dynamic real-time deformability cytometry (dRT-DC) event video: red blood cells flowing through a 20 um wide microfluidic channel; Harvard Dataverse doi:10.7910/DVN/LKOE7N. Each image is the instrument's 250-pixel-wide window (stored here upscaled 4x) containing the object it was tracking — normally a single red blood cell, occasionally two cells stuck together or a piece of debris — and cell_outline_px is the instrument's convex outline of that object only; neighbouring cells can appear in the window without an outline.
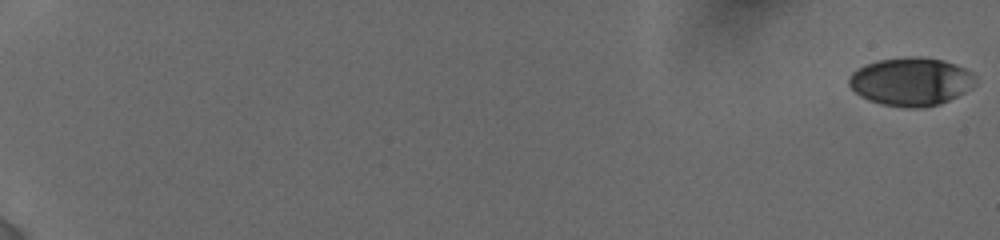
{"species": "human", "species_latin": "Homo sapiens", "temperature_condition": "cold", "stored_images_in_passage": 29, "camera_frame_rate_fps": 3000, "um_per_image_px": 0.085, "donor": {"sex": "female"}, "frame": {"image": 1, "passage_image": 1, "time_ms": 0.0, "image_size_px": [1000, 240], "cell_outline_px": [[976, 84], [972, 88], [940, 104], [920, 108], [908, 108], [880, 104], [868, 100], [860, 96], [848, 84], [848, 76], [852, 72], [868, 64], [880, 60], [940, 60], [956, 64], [972, 72], [976, 76]], "centroid_in_image_um": [77.44, 7.0], "position_along_channel_um": 7.6, "area_um2": 34.56}}
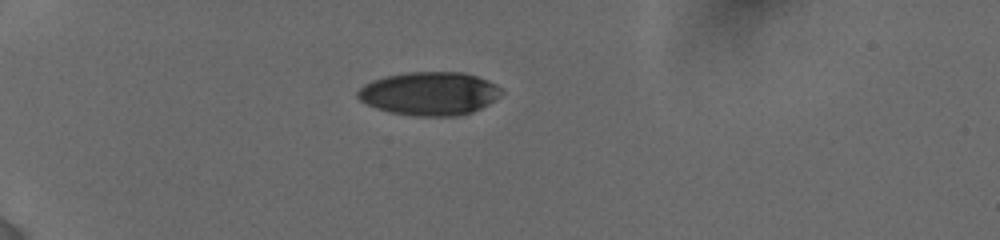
{"frame": {"image": 2, "passage_image": 21, "time_ms": 6.0, "image_size_px": [1000, 240], "cell_outline_px": [[504, 92], [500, 96], [488, 104], [472, 112], [456, 116], [416, 116], [388, 112], [376, 108], [360, 100], [356, 96], [356, 92], [364, 84], [372, 80], [384, 76], [408, 72], [464, 72], [488, 80], [496, 84]], "centroid_in_image_um": [36.5, 7.95], "position_along_channel_um": 48.5, "area_um2": 36.47}}
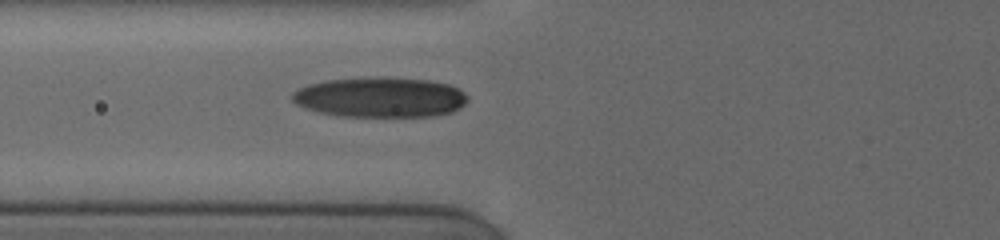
{"frame": {"image": 3, "passage_image": 29, "time_ms": 8.333, "image_size_px": [1000, 240], "cell_outline_px": [[468, 100], [460, 108], [452, 112], [436, 116], [340, 116], [320, 112], [304, 108], [296, 104], [292, 100], [292, 92], [308, 84], [328, 80], [428, 80], [448, 84], [464, 92], [468, 96]], "centroid_in_image_um": [32.33, 8.32], "position_along_channel_um": 93.5, "area_um2": 39.71}}